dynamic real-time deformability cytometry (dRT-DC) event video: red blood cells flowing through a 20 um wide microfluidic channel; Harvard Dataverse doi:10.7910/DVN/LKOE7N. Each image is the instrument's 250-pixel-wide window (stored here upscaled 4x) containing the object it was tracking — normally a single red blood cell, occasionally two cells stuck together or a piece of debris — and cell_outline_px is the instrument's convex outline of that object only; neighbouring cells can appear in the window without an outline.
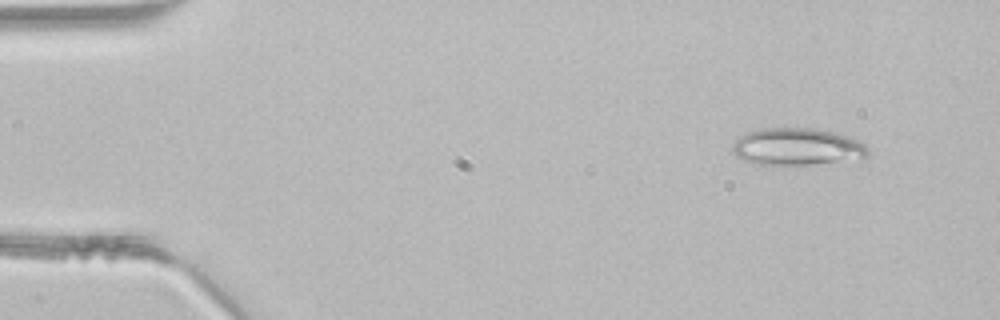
{"species": "common noctule bat (a hibernating species)", "species_latin": "Nyctalus noctula", "temperature_condition": "room temperature", "stored_images_in_passage": 42, "camera_frame_rate_fps": 3000, "um_per_image_px": 0.085, "animal": {"sex": "male", "body_mass_g": 21.5, "forearm_length_mm": 52.0}, "frame": {"image": 1, "passage_image": 1, "time_ms": 0.0, "image_size_px": [1000, 320], "cell_outline_px": [[868, 156], [808, 164], [756, 164], [744, 160], [736, 156], [732, 152], [732, 148], [736, 140], [740, 136], [748, 132], [764, 128], [812, 128], [832, 132], [860, 140], [868, 148]], "centroid_in_image_um": [67.7, 12.45], "position_along_channel_um": 17.3, "area_um2": 28.67}}
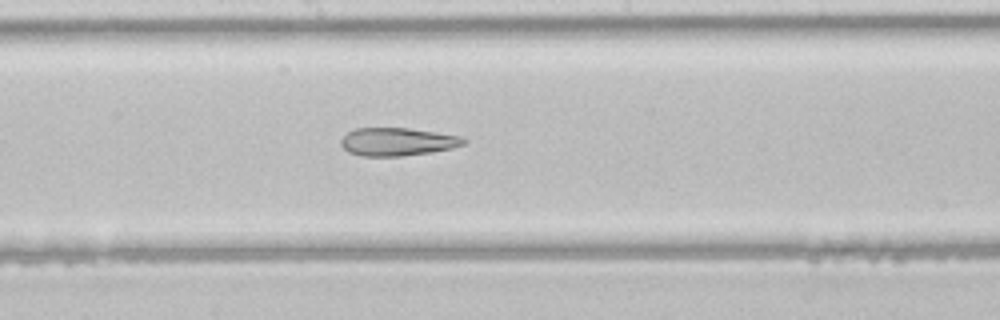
{"frame": {"image": 2, "passage_image": 21, "time_ms": 6.667, "image_size_px": [1000, 320], "cell_outline_px": [[468, 140], [464, 144], [452, 148], [432, 152], [400, 156], [360, 156], [348, 152], [340, 144], [340, 140], [348, 132], [356, 128], [408, 128], [460, 136]], "centroid_in_image_um": [33.76, 12.05], "position_along_channel_um": 214.4, "area_um2": 20.0}}
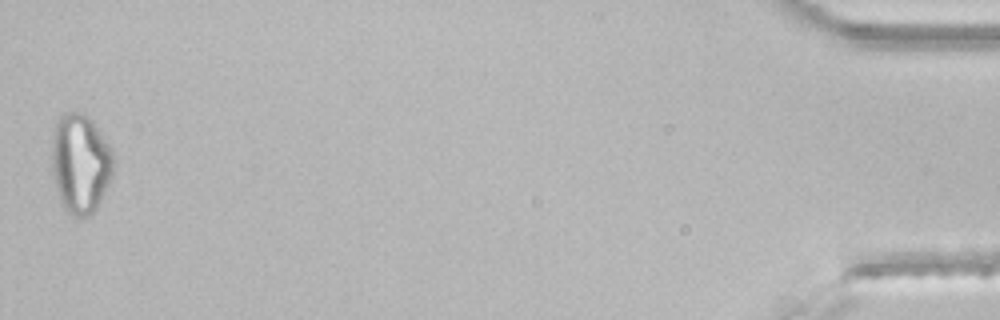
{"frame": {"image": 3, "passage_image": 42, "time_ms": 13.667, "image_size_px": [1000, 320], "cell_outline_px": [[112, 176], [96, 208], [88, 216], [76, 216], [68, 212], [64, 208], [60, 200], [52, 168], [52, 136], [56, 124], [60, 116], [64, 112], [84, 112], [92, 120], [112, 152]], "centroid_in_image_um": [6.81, 13.86], "position_along_channel_um": 428.4, "area_um2": 35.08}}